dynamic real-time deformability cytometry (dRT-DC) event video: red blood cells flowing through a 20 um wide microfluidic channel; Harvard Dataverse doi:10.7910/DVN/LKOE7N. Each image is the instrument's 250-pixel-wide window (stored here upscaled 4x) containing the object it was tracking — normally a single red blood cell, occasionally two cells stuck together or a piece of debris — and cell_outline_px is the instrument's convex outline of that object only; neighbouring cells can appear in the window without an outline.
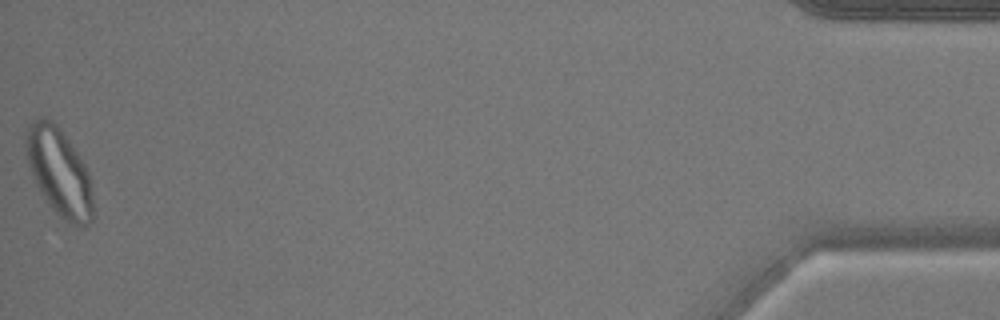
{"species": "common noctule bat (a hibernating species)", "species_latin": "Nyctalus noctula", "temperature_condition": "warm", "stored_images_in_passage": 43, "camera_frame_rate_fps": 3000, "um_per_image_px": 0.085, "animal": {"sex": "male", "body_mass_g": 17.9}, "frame": {"image": 1, "passage_image": 43, "time_ms": 14.0, "image_size_px": [1000, 320], "cell_outline_px": [[96, 216], [84, 228], [80, 228], [68, 224], [52, 208], [40, 192], [36, 184], [28, 164], [24, 144], [28, 124], [36, 116], [44, 116], [56, 124], [68, 140], [84, 164], [88, 172], [92, 192]], "centroid_in_image_um": [5.04, 14.66], "position_along_channel_um": 430.2, "area_um2": 34.74}}